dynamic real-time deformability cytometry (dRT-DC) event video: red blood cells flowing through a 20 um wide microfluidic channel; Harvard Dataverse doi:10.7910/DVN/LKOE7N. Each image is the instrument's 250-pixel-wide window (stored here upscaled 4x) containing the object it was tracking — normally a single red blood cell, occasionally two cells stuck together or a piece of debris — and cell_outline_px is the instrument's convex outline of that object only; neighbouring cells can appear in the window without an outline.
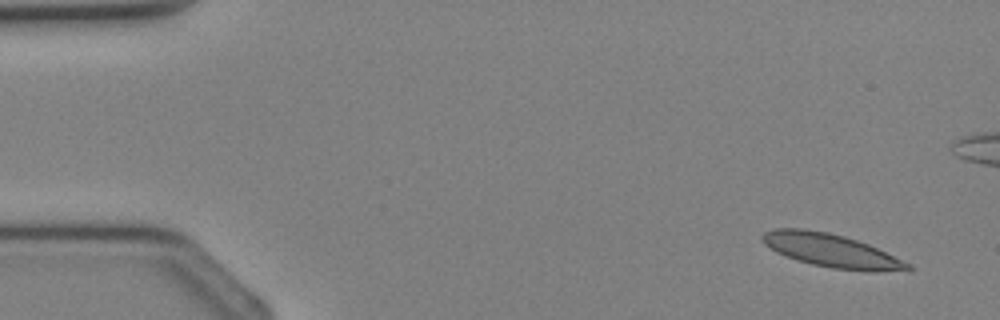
{"species": "Egyptian fruit bat (a non-hibernating species)", "species_latin": "Rousettus aegyptiacus", "temperature_condition": "cold", "stored_images_in_passage": 36, "camera_frame_rate_fps": 3000, "um_per_image_px": 0.085, "animal": {"sex": "female"}, "frame": {"image": 1, "passage_image": 1, "time_ms": 0.0, "image_size_px": [1000, 320], "cell_outline_px": [[912, 268], [880, 272], [876, 272], [832, 268], [812, 264], [796, 260], [776, 252], [764, 244], [760, 236], [764, 232], [776, 228], [800, 228], [828, 232], [844, 236], [868, 244], [912, 264]], "centroid_in_image_um": [70.62, 21.29], "position_along_channel_um": 14.4, "area_um2": 28.09}}
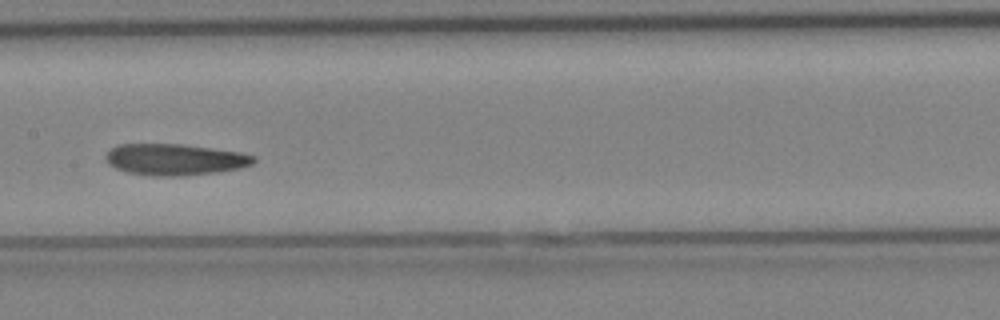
{"frame": {"image": 2, "passage_image": 17, "time_ms": 5.333, "image_size_px": [1000, 320], "cell_outline_px": [[256, 160], [252, 164], [240, 168], [216, 172], [180, 176], [152, 176], [128, 172], [116, 168], [108, 164], [104, 160], [104, 156], [112, 148], [120, 144], [184, 144], [240, 152], [256, 156]], "centroid_in_image_um": [14.86, 13.55], "position_along_channel_um": 192.5, "area_um2": 27.11}}
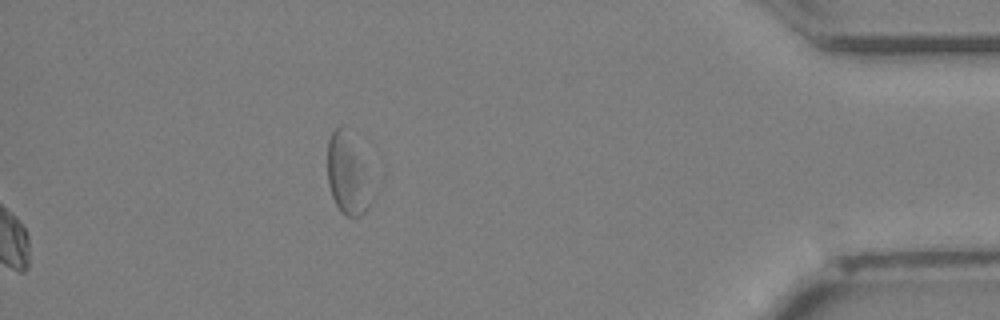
{"frame": {"image": 3, "passage_image": 36, "time_ms": 11.667, "image_size_px": [1000, 320], "cell_outline_px": [[372, 200], [364, 212], [360, 216], [348, 216], [340, 212], [332, 196], [328, 184], [328, 140], [332, 132], [340, 124], [364, 164]], "centroid_in_image_um": [29.5, 14.92], "position_along_channel_um": 405.7, "area_um2": 19.65}}